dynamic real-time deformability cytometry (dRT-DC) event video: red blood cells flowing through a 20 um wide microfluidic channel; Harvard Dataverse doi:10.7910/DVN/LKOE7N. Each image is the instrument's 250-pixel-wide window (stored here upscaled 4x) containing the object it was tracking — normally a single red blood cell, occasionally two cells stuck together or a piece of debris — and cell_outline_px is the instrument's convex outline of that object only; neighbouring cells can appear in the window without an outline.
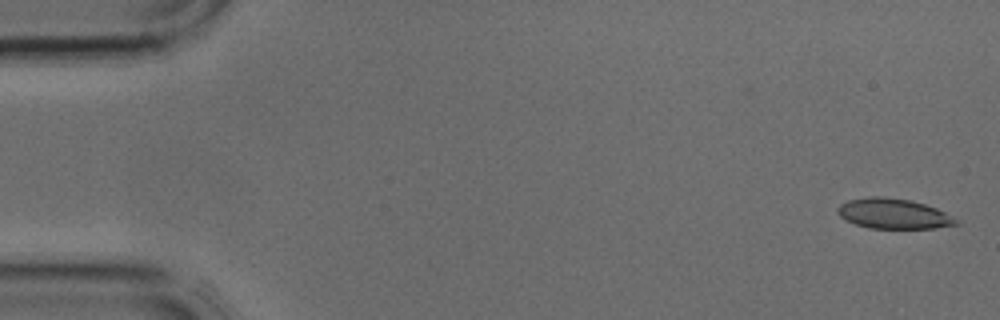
{"species": "common noctule bat (a hibernating species)", "species_latin": "Nyctalus noctula", "temperature_condition": "cold", "stored_images_in_passage": 5, "camera_frame_rate_fps": 3000, "um_per_image_px": 0.085, "animal": {"sex": "male", "body_mass_g": 17.9, "forearm_length_mm": 54.2}, "frame": {"image": 1, "passage_image": 1, "time_ms": 0.0, "image_size_px": [1000, 320], "cell_outline_px": [[960, 224], [932, 228], [868, 228], [856, 224], [840, 216], [836, 212], [836, 208], [840, 204], [848, 200], [868, 196], [884, 196], [908, 200], [924, 204], [936, 208], [944, 212], [956, 220]], "centroid_in_image_um": [75.89, 18.15], "position_along_channel_um": 9.1, "area_um2": 20.63}}